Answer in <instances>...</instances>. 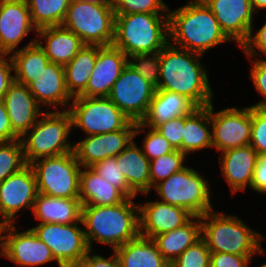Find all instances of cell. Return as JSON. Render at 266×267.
<instances>
[{
	"label": "cell",
	"mask_w": 266,
	"mask_h": 267,
	"mask_svg": "<svg viewBox=\"0 0 266 267\" xmlns=\"http://www.w3.org/2000/svg\"><path fill=\"white\" fill-rule=\"evenodd\" d=\"M203 55L178 48L170 42L159 51L160 80L156 90L172 91L190 99L197 107L212 103L206 68L199 62Z\"/></svg>",
	"instance_id": "1"
},
{
	"label": "cell",
	"mask_w": 266,
	"mask_h": 267,
	"mask_svg": "<svg viewBox=\"0 0 266 267\" xmlns=\"http://www.w3.org/2000/svg\"><path fill=\"white\" fill-rule=\"evenodd\" d=\"M169 42L201 55L230 40L220 28L213 12L202 0H190L175 10L169 9Z\"/></svg>",
	"instance_id": "2"
},
{
	"label": "cell",
	"mask_w": 266,
	"mask_h": 267,
	"mask_svg": "<svg viewBox=\"0 0 266 267\" xmlns=\"http://www.w3.org/2000/svg\"><path fill=\"white\" fill-rule=\"evenodd\" d=\"M127 198L112 206L82 205V224L90 249L93 241L112 250L140 235L139 205Z\"/></svg>",
	"instance_id": "3"
},
{
	"label": "cell",
	"mask_w": 266,
	"mask_h": 267,
	"mask_svg": "<svg viewBox=\"0 0 266 267\" xmlns=\"http://www.w3.org/2000/svg\"><path fill=\"white\" fill-rule=\"evenodd\" d=\"M169 43L168 13L115 15L113 46L127 57L158 53Z\"/></svg>",
	"instance_id": "4"
},
{
	"label": "cell",
	"mask_w": 266,
	"mask_h": 267,
	"mask_svg": "<svg viewBox=\"0 0 266 267\" xmlns=\"http://www.w3.org/2000/svg\"><path fill=\"white\" fill-rule=\"evenodd\" d=\"M201 238L210 253H230L235 255L265 254L261 245L264 236L237 216L226 215L214 210L200 216Z\"/></svg>",
	"instance_id": "5"
},
{
	"label": "cell",
	"mask_w": 266,
	"mask_h": 267,
	"mask_svg": "<svg viewBox=\"0 0 266 267\" xmlns=\"http://www.w3.org/2000/svg\"><path fill=\"white\" fill-rule=\"evenodd\" d=\"M72 128V116L67 108L63 112L45 111L21 138L26 163L72 152L74 145L68 141Z\"/></svg>",
	"instance_id": "6"
},
{
	"label": "cell",
	"mask_w": 266,
	"mask_h": 267,
	"mask_svg": "<svg viewBox=\"0 0 266 267\" xmlns=\"http://www.w3.org/2000/svg\"><path fill=\"white\" fill-rule=\"evenodd\" d=\"M61 26L75 33L85 45H112L114 6L71 0Z\"/></svg>",
	"instance_id": "7"
},
{
	"label": "cell",
	"mask_w": 266,
	"mask_h": 267,
	"mask_svg": "<svg viewBox=\"0 0 266 267\" xmlns=\"http://www.w3.org/2000/svg\"><path fill=\"white\" fill-rule=\"evenodd\" d=\"M208 180L191 167L173 173L154 186L160 201L186 209L193 216L213 210Z\"/></svg>",
	"instance_id": "8"
},
{
	"label": "cell",
	"mask_w": 266,
	"mask_h": 267,
	"mask_svg": "<svg viewBox=\"0 0 266 267\" xmlns=\"http://www.w3.org/2000/svg\"><path fill=\"white\" fill-rule=\"evenodd\" d=\"M29 165L36 177L38 193L52 197L79 199L82 167L74 151L40 158Z\"/></svg>",
	"instance_id": "9"
},
{
	"label": "cell",
	"mask_w": 266,
	"mask_h": 267,
	"mask_svg": "<svg viewBox=\"0 0 266 267\" xmlns=\"http://www.w3.org/2000/svg\"><path fill=\"white\" fill-rule=\"evenodd\" d=\"M68 108L72 127L81 128L86 136L125 129L132 121L108 97L72 99Z\"/></svg>",
	"instance_id": "10"
},
{
	"label": "cell",
	"mask_w": 266,
	"mask_h": 267,
	"mask_svg": "<svg viewBox=\"0 0 266 267\" xmlns=\"http://www.w3.org/2000/svg\"><path fill=\"white\" fill-rule=\"evenodd\" d=\"M82 225V220L71 224L39 223L31 229L51 249L55 260L65 267L81 264L90 250Z\"/></svg>",
	"instance_id": "11"
},
{
	"label": "cell",
	"mask_w": 266,
	"mask_h": 267,
	"mask_svg": "<svg viewBox=\"0 0 266 267\" xmlns=\"http://www.w3.org/2000/svg\"><path fill=\"white\" fill-rule=\"evenodd\" d=\"M156 88L128 63L112 86L108 98L131 120L141 122Z\"/></svg>",
	"instance_id": "12"
},
{
	"label": "cell",
	"mask_w": 266,
	"mask_h": 267,
	"mask_svg": "<svg viewBox=\"0 0 266 267\" xmlns=\"http://www.w3.org/2000/svg\"><path fill=\"white\" fill-rule=\"evenodd\" d=\"M212 148L223 152L250 145L251 106L246 108L230 107L214 112L210 103Z\"/></svg>",
	"instance_id": "13"
},
{
	"label": "cell",
	"mask_w": 266,
	"mask_h": 267,
	"mask_svg": "<svg viewBox=\"0 0 266 267\" xmlns=\"http://www.w3.org/2000/svg\"><path fill=\"white\" fill-rule=\"evenodd\" d=\"M37 194L36 177L31 166L27 164L0 182V221L14 224L21 209H33Z\"/></svg>",
	"instance_id": "14"
},
{
	"label": "cell",
	"mask_w": 266,
	"mask_h": 267,
	"mask_svg": "<svg viewBox=\"0 0 266 267\" xmlns=\"http://www.w3.org/2000/svg\"><path fill=\"white\" fill-rule=\"evenodd\" d=\"M3 257L19 267H34L55 261L51 249L42 242L33 230L17 231L14 224H7L4 232Z\"/></svg>",
	"instance_id": "15"
},
{
	"label": "cell",
	"mask_w": 266,
	"mask_h": 267,
	"mask_svg": "<svg viewBox=\"0 0 266 267\" xmlns=\"http://www.w3.org/2000/svg\"><path fill=\"white\" fill-rule=\"evenodd\" d=\"M136 122L132 121L125 129L109 133L89 135L74 145V153L81 167H92L99 161L116 157L134 139Z\"/></svg>",
	"instance_id": "16"
},
{
	"label": "cell",
	"mask_w": 266,
	"mask_h": 267,
	"mask_svg": "<svg viewBox=\"0 0 266 267\" xmlns=\"http://www.w3.org/2000/svg\"><path fill=\"white\" fill-rule=\"evenodd\" d=\"M213 12L221 30L230 41L241 47L253 32L256 14L250 0H202Z\"/></svg>",
	"instance_id": "17"
},
{
	"label": "cell",
	"mask_w": 266,
	"mask_h": 267,
	"mask_svg": "<svg viewBox=\"0 0 266 267\" xmlns=\"http://www.w3.org/2000/svg\"><path fill=\"white\" fill-rule=\"evenodd\" d=\"M32 31L38 30L26 0H0V54L11 55Z\"/></svg>",
	"instance_id": "18"
},
{
	"label": "cell",
	"mask_w": 266,
	"mask_h": 267,
	"mask_svg": "<svg viewBox=\"0 0 266 267\" xmlns=\"http://www.w3.org/2000/svg\"><path fill=\"white\" fill-rule=\"evenodd\" d=\"M192 217L186 209L159 200L139 203L140 236L153 239L183 226Z\"/></svg>",
	"instance_id": "19"
},
{
	"label": "cell",
	"mask_w": 266,
	"mask_h": 267,
	"mask_svg": "<svg viewBox=\"0 0 266 267\" xmlns=\"http://www.w3.org/2000/svg\"><path fill=\"white\" fill-rule=\"evenodd\" d=\"M128 64V57L113 45L102 46L83 97H108L112 86Z\"/></svg>",
	"instance_id": "20"
},
{
	"label": "cell",
	"mask_w": 266,
	"mask_h": 267,
	"mask_svg": "<svg viewBox=\"0 0 266 267\" xmlns=\"http://www.w3.org/2000/svg\"><path fill=\"white\" fill-rule=\"evenodd\" d=\"M12 131L21 139L45 112L27 85L14 81L2 99Z\"/></svg>",
	"instance_id": "21"
},
{
	"label": "cell",
	"mask_w": 266,
	"mask_h": 267,
	"mask_svg": "<svg viewBox=\"0 0 266 267\" xmlns=\"http://www.w3.org/2000/svg\"><path fill=\"white\" fill-rule=\"evenodd\" d=\"M27 86L41 106H53L54 110L58 109L57 104L70 107L73 97L68 92L62 65L49 62Z\"/></svg>",
	"instance_id": "22"
},
{
	"label": "cell",
	"mask_w": 266,
	"mask_h": 267,
	"mask_svg": "<svg viewBox=\"0 0 266 267\" xmlns=\"http://www.w3.org/2000/svg\"><path fill=\"white\" fill-rule=\"evenodd\" d=\"M258 156L251 145L221 152V172L231 194L251 188Z\"/></svg>",
	"instance_id": "23"
},
{
	"label": "cell",
	"mask_w": 266,
	"mask_h": 267,
	"mask_svg": "<svg viewBox=\"0 0 266 267\" xmlns=\"http://www.w3.org/2000/svg\"><path fill=\"white\" fill-rule=\"evenodd\" d=\"M36 43L44 51L50 62L65 66L85 45L70 30L62 26H53L37 31ZM41 40L45 41L44 46Z\"/></svg>",
	"instance_id": "24"
},
{
	"label": "cell",
	"mask_w": 266,
	"mask_h": 267,
	"mask_svg": "<svg viewBox=\"0 0 266 267\" xmlns=\"http://www.w3.org/2000/svg\"><path fill=\"white\" fill-rule=\"evenodd\" d=\"M197 106L187 97L172 91L156 90L147 114L141 123L146 127L157 125L171 119L189 115Z\"/></svg>",
	"instance_id": "25"
},
{
	"label": "cell",
	"mask_w": 266,
	"mask_h": 267,
	"mask_svg": "<svg viewBox=\"0 0 266 267\" xmlns=\"http://www.w3.org/2000/svg\"><path fill=\"white\" fill-rule=\"evenodd\" d=\"M32 211L40 223L71 224L81 221L82 203L80 199H66L38 193Z\"/></svg>",
	"instance_id": "26"
},
{
	"label": "cell",
	"mask_w": 266,
	"mask_h": 267,
	"mask_svg": "<svg viewBox=\"0 0 266 267\" xmlns=\"http://www.w3.org/2000/svg\"><path fill=\"white\" fill-rule=\"evenodd\" d=\"M116 161L129 187L138 195L150 192V160L133 141L116 156Z\"/></svg>",
	"instance_id": "27"
},
{
	"label": "cell",
	"mask_w": 266,
	"mask_h": 267,
	"mask_svg": "<svg viewBox=\"0 0 266 267\" xmlns=\"http://www.w3.org/2000/svg\"><path fill=\"white\" fill-rule=\"evenodd\" d=\"M85 169L82 167L80 172L79 199L82 205L112 206L127 199L118 188L98 175L91 167Z\"/></svg>",
	"instance_id": "28"
},
{
	"label": "cell",
	"mask_w": 266,
	"mask_h": 267,
	"mask_svg": "<svg viewBox=\"0 0 266 267\" xmlns=\"http://www.w3.org/2000/svg\"><path fill=\"white\" fill-rule=\"evenodd\" d=\"M114 251L122 267H170L155 241L140 235Z\"/></svg>",
	"instance_id": "29"
},
{
	"label": "cell",
	"mask_w": 266,
	"mask_h": 267,
	"mask_svg": "<svg viewBox=\"0 0 266 267\" xmlns=\"http://www.w3.org/2000/svg\"><path fill=\"white\" fill-rule=\"evenodd\" d=\"M201 238V220L193 216L186 224L153 238L161 255L171 264Z\"/></svg>",
	"instance_id": "30"
},
{
	"label": "cell",
	"mask_w": 266,
	"mask_h": 267,
	"mask_svg": "<svg viewBox=\"0 0 266 267\" xmlns=\"http://www.w3.org/2000/svg\"><path fill=\"white\" fill-rule=\"evenodd\" d=\"M208 147H212L210 104L197 107L192 113L185 115L181 151L189 155Z\"/></svg>",
	"instance_id": "31"
},
{
	"label": "cell",
	"mask_w": 266,
	"mask_h": 267,
	"mask_svg": "<svg viewBox=\"0 0 266 267\" xmlns=\"http://www.w3.org/2000/svg\"><path fill=\"white\" fill-rule=\"evenodd\" d=\"M101 47L84 45L77 55L64 66L66 86L73 98L85 91Z\"/></svg>",
	"instance_id": "32"
},
{
	"label": "cell",
	"mask_w": 266,
	"mask_h": 267,
	"mask_svg": "<svg viewBox=\"0 0 266 267\" xmlns=\"http://www.w3.org/2000/svg\"><path fill=\"white\" fill-rule=\"evenodd\" d=\"M10 56L14 66V81L24 85H28L32 77L41 72L50 62L36 43V39H31L27 45L16 49Z\"/></svg>",
	"instance_id": "33"
},
{
	"label": "cell",
	"mask_w": 266,
	"mask_h": 267,
	"mask_svg": "<svg viewBox=\"0 0 266 267\" xmlns=\"http://www.w3.org/2000/svg\"><path fill=\"white\" fill-rule=\"evenodd\" d=\"M71 0H26L37 30L61 26Z\"/></svg>",
	"instance_id": "34"
},
{
	"label": "cell",
	"mask_w": 266,
	"mask_h": 267,
	"mask_svg": "<svg viewBox=\"0 0 266 267\" xmlns=\"http://www.w3.org/2000/svg\"><path fill=\"white\" fill-rule=\"evenodd\" d=\"M187 155L182 151L175 150L169 154L160 156L150 161V192L151 189L159 182L166 180L173 173L181 171L186 167L185 162Z\"/></svg>",
	"instance_id": "35"
},
{
	"label": "cell",
	"mask_w": 266,
	"mask_h": 267,
	"mask_svg": "<svg viewBox=\"0 0 266 267\" xmlns=\"http://www.w3.org/2000/svg\"><path fill=\"white\" fill-rule=\"evenodd\" d=\"M26 165L21 139L0 142V182Z\"/></svg>",
	"instance_id": "36"
},
{
	"label": "cell",
	"mask_w": 266,
	"mask_h": 267,
	"mask_svg": "<svg viewBox=\"0 0 266 267\" xmlns=\"http://www.w3.org/2000/svg\"><path fill=\"white\" fill-rule=\"evenodd\" d=\"M146 128L149 130L144 134L145 137L142 151L150 161L175 151L173 146L154 128L146 127L141 122H136L134 138H136L138 134L144 132Z\"/></svg>",
	"instance_id": "37"
},
{
	"label": "cell",
	"mask_w": 266,
	"mask_h": 267,
	"mask_svg": "<svg viewBox=\"0 0 266 267\" xmlns=\"http://www.w3.org/2000/svg\"><path fill=\"white\" fill-rule=\"evenodd\" d=\"M91 168L111 185L118 188L127 198L137 197V194L129 187L124 175L121 173L116 157H109L99 161Z\"/></svg>",
	"instance_id": "38"
},
{
	"label": "cell",
	"mask_w": 266,
	"mask_h": 267,
	"mask_svg": "<svg viewBox=\"0 0 266 267\" xmlns=\"http://www.w3.org/2000/svg\"><path fill=\"white\" fill-rule=\"evenodd\" d=\"M128 63L157 89L160 80L159 52L131 55L128 57Z\"/></svg>",
	"instance_id": "39"
},
{
	"label": "cell",
	"mask_w": 266,
	"mask_h": 267,
	"mask_svg": "<svg viewBox=\"0 0 266 267\" xmlns=\"http://www.w3.org/2000/svg\"><path fill=\"white\" fill-rule=\"evenodd\" d=\"M211 253L205 241L200 238L178 256L170 267H210Z\"/></svg>",
	"instance_id": "40"
},
{
	"label": "cell",
	"mask_w": 266,
	"mask_h": 267,
	"mask_svg": "<svg viewBox=\"0 0 266 267\" xmlns=\"http://www.w3.org/2000/svg\"><path fill=\"white\" fill-rule=\"evenodd\" d=\"M115 15L129 13H168L162 0H112Z\"/></svg>",
	"instance_id": "41"
},
{
	"label": "cell",
	"mask_w": 266,
	"mask_h": 267,
	"mask_svg": "<svg viewBox=\"0 0 266 267\" xmlns=\"http://www.w3.org/2000/svg\"><path fill=\"white\" fill-rule=\"evenodd\" d=\"M250 145L258 155L266 154V107L251 106Z\"/></svg>",
	"instance_id": "42"
},
{
	"label": "cell",
	"mask_w": 266,
	"mask_h": 267,
	"mask_svg": "<svg viewBox=\"0 0 266 267\" xmlns=\"http://www.w3.org/2000/svg\"><path fill=\"white\" fill-rule=\"evenodd\" d=\"M185 116H180L157 125L154 129L161 134L175 150L181 151Z\"/></svg>",
	"instance_id": "43"
},
{
	"label": "cell",
	"mask_w": 266,
	"mask_h": 267,
	"mask_svg": "<svg viewBox=\"0 0 266 267\" xmlns=\"http://www.w3.org/2000/svg\"><path fill=\"white\" fill-rule=\"evenodd\" d=\"M250 59L252 63V67L250 70L249 78L254 84L255 89L259 94L262 95L263 99L256 103L255 105H251L253 107H266V60L261 59Z\"/></svg>",
	"instance_id": "44"
},
{
	"label": "cell",
	"mask_w": 266,
	"mask_h": 267,
	"mask_svg": "<svg viewBox=\"0 0 266 267\" xmlns=\"http://www.w3.org/2000/svg\"><path fill=\"white\" fill-rule=\"evenodd\" d=\"M241 49H243L247 58L259 57L261 53L266 57V22L254 34L250 32L247 41L241 46ZM256 49H259L261 53H258L259 51Z\"/></svg>",
	"instance_id": "45"
},
{
	"label": "cell",
	"mask_w": 266,
	"mask_h": 267,
	"mask_svg": "<svg viewBox=\"0 0 266 267\" xmlns=\"http://www.w3.org/2000/svg\"><path fill=\"white\" fill-rule=\"evenodd\" d=\"M255 255H235L230 253H211L210 267H249Z\"/></svg>",
	"instance_id": "46"
},
{
	"label": "cell",
	"mask_w": 266,
	"mask_h": 267,
	"mask_svg": "<svg viewBox=\"0 0 266 267\" xmlns=\"http://www.w3.org/2000/svg\"><path fill=\"white\" fill-rule=\"evenodd\" d=\"M7 56V54H0V100L14 82V75H11V71H14L13 61L11 56L8 58Z\"/></svg>",
	"instance_id": "47"
},
{
	"label": "cell",
	"mask_w": 266,
	"mask_h": 267,
	"mask_svg": "<svg viewBox=\"0 0 266 267\" xmlns=\"http://www.w3.org/2000/svg\"><path fill=\"white\" fill-rule=\"evenodd\" d=\"M94 253L93 249H90L86 256L83 258L82 265L84 267H122L119 258L117 257L115 251L113 250V255L109 258H105L99 254Z\"/></svg>",
	"instance_id": "48"
},
{
	"label": "cell",
	"mask_w": 266,
	"mask_h": 267,
	"mask_svg": "<svg viewBox=\"0 0 266 267\" xmlns=\"http://www.w3.org/2000/svg\"><path fill=\"white\" fill-rule=\"evenodd\" d=\"M250 189L266 194V154L258 156Z\"/></svg>",
	"instance_id": "49"
},
{
	"label": "cell",
	"mask_w": 266,
	"mask_h": 267,
	"mask_svg": "<svg viewBox=\"0 0 266 267\" xmlns=\"http://www.w3.org/2000/svg\"><path fill=\"white\" fill-rule=\"evenodd\" d=\"M20 139L10 125L9 116L2 100H0V142Z\"/></svg>",
	"instance_id": "50"
},
{
	"label": "cell",
	"mask_w": 266,
	"mask_h": 267,
	"mask_svg": "<svg viewBox=\"0 0 266 267\" xmlns=\"http://www.w3.org/2000/svg\"><path fill=\"white\" fill-rule=\"evenodd\" d=\"M252 9L256 13L258 9H265L266 8V0H250Z\"/></svg>",
	"instance_id": "51"
},
{
	"label": "cell",
	"mask_w": 266,
	"mask_h": 267,
	"mask_svg": "<svg viewBox=\"0 0 266 267\" xmlns=\"http://www.w3.org/2000/svg\"><path fill=\"white\" fill-rule=\"evenodd\" d=\"M7 224L4 222L0 221V247H1V251H0V256H3V245H4V232L6 229Z\"/></svg>",
	"instance_id": "52"
},
{
	"label": "cell",
	"mask_w": 266,
	"mask_h": 267,
	"mask_svg": "<svg viewBox=\"0 0 266 267\" xmlns=\"http://www.w3.org/2000/svg\"><path fill=\"white\" fill-rule=\"evenodd\" d=\"M77 1L88 2L91 4H113L112 0H77Z\"/></svg>",
	"instance_id": "53"
},
{
	"label": "cell",
	"mask_w": 266,
	"mask_h": 267,
	"mask_svg": "<svg viewBox=\"0 0 266 267\" xmlns=\"http://www.w3.org/2000/svg\"><path fill=\"white\" fill-rule=\"evenodd\" d=\"M65 267H84L82 264H76V265H69Z\"/></svg>",
	"instance_id": "54"
},
{
	"label": "cell",
	"mask_w": 266,
	"mask_h": 267,
	"mask_svg": "<svg viewBox=\"0 0 266 267\" xmlns=\"http://www.w3.org/2000/svg\"><path fill=\"white\" fill-rule=\"evenodd\" d=\"M260 267H266V263L262 264Z\"/></svg>",
	"instance_id": "55"
}]
</instances>
